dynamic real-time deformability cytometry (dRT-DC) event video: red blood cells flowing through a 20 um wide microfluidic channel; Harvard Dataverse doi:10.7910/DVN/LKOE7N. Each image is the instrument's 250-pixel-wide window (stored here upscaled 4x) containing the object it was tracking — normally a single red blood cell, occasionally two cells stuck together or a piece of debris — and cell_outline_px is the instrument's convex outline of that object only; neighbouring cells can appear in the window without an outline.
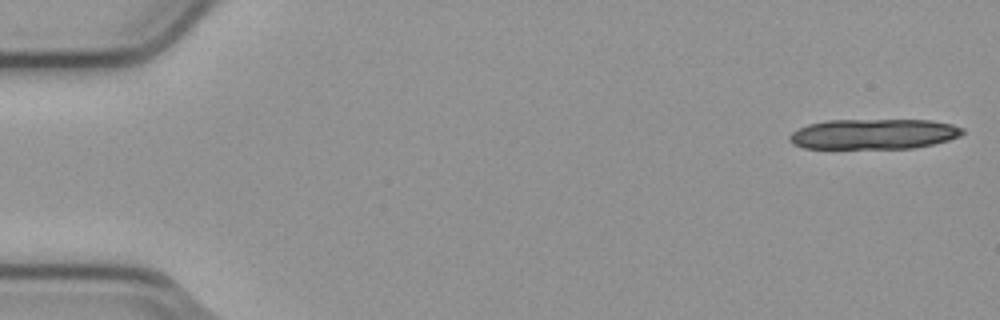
{"species": "common noctule bat (a hibernating species)", "species_latin": "Nyctalus noctula", "temperature_condition": "cold", "stored_images_in_passage": 18, "camera_frame_rate_fps": 3000, "um_per_image_px": 0.085, "animal": {"sex": "male", "body_mass_g": 23.1, "forearm_length_mm": 52.7}, "frame": {"image": 1, "passage_image": 1, "time_ms": 0.0, "image_size_px": [1000, 320], "cell_outline_px": [[964, 132], [960, 136], [948, 140], [932, 144], [912, 148], [804, 148], [792, 144], [788, 140], [788, 136], [792, 132], [808, 124], [828, 120], [932, 120], [952, 124], [964, 128]], "centroid_in_image_um": [74.26, 11.39], "position_along_channel_um": 10.7, "area_um2": 30.58}}